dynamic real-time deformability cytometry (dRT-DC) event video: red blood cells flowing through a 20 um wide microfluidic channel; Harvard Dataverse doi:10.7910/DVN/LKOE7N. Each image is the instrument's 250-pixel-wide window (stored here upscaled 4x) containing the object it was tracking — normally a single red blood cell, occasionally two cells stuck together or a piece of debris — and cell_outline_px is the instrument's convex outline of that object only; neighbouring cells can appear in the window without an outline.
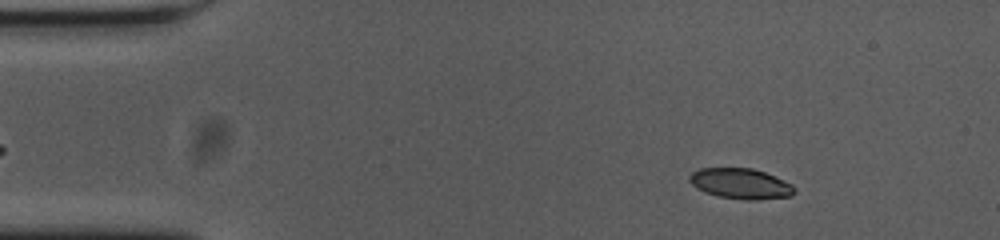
{"species": "common noctule bat (a hibernating species)", "species_latin": "Nyctalus noctula", "temperature_condition": "cold", "stored_images_in_passage": 55, "camera_frame_rate_fps": 3000, "um_per_image_px": 0.085, "animal": {"sex": "female", "body_mass_g": 23.0, "forearm_length_mm": 53.4}, "frame": {"image": 1, "passage_image": 7, "time_ms": 2.0, "image_size_px": [1000, 240], "cell_outline_px": [[796, 192], [792, 196], [756, 200], [748, 200], [720, 196], [704, 192], [696, 188], [688, 180], [688, 176], [692, 172], [700, 168], [752, 168], [764, 172], [784, 180], [792, 184], [796, 188]], "centroid_in_image_um": [62.96, 15.61], "position_along_channel_um": 22.0, "area_um2": 18.73}}
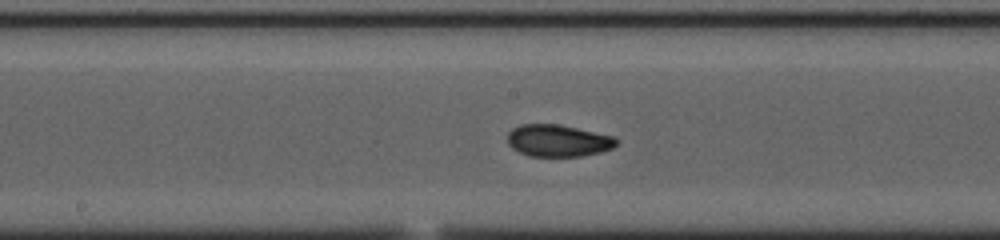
{"frame": {"image": 2, "passage_image": 28, "time_ms": 9.0, "image_size_px": [1000, 240], "cell_outline_px": [[620, 140], [612, 148], [600, 152], [580, 156], [528, 156], [512, 148], [508, 144], [508, 132], [512, 128], [520, 124], [560, 124], [612, 136]], "centroid_in_image_um": [47.41, 11.95], "position_along_channel_um": 200.8, "area_um2": 20.29}}
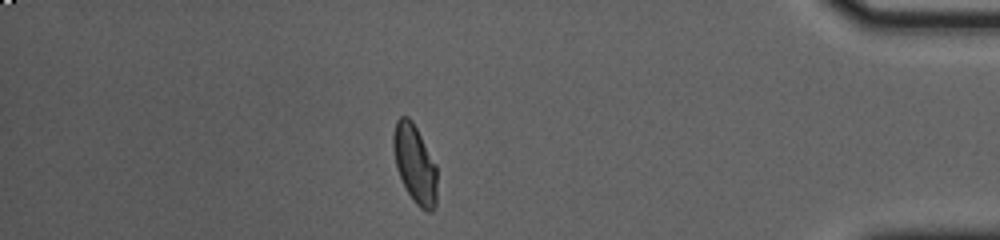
{"frame": {"image": 3, "passage_image": 48, "time_ms": 15.667, "image_size_px": [1000, 240], "cell_outline_px": [[436, 204], [432, 212], [428, 212], [420, 208], [412, 200], [396, 168], [392, 144], [392, 136], [396, 120], [400, 116], [408, 116], [412, 120], [436, 164]], "centroid_in_image_um": [35.25, 13.92], "position_along_channel_um": 400.0, "area_um2": 20.0}, "authors_computed_cell_mechanics": {"area_um2": 19.7098, "velocity_mm_per_s": 3.6311, "shape_relaxation_time_tau1_ms": 6.6251, "shape_relaxation_time_tau2_ms": 1.6861, "deformation_change_tau1": 0.1796, "deformation_change_tau2": 0.0435}}